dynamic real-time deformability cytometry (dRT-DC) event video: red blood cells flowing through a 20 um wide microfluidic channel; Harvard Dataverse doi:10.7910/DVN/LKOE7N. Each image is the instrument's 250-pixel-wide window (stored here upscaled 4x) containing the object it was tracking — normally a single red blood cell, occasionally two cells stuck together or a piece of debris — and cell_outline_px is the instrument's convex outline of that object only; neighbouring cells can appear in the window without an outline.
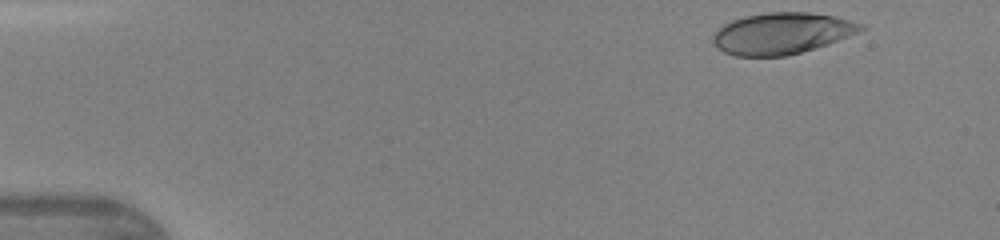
{"species": "human", "species_latin": "Homo sapiens", "temperature_condition": "warm", "stored_images_in_passage": 7, "camera_frame_rate_fps": 3000, "um_per_image_px": 0.085, "donor": {"sex": "female"}, "frame": {"image": 1, "passage_image": 1, "time_ms": 0.0, "image_size_px": [1000, 240], "cell_outline_px": [[864, 28], [856, 32], [828, 44], [800, 52], [784, 56], [736, 56], [724, 52], [712, 40], [712, 36], [724, 24], [732, 20], [744, 16], [764, 12], [808, 12], [836, 16], [864, 24]], "centroid_in_image_um": [66.44, 2.82], "position_along_channel_um": 18.6, "area_um2": 35.32}}
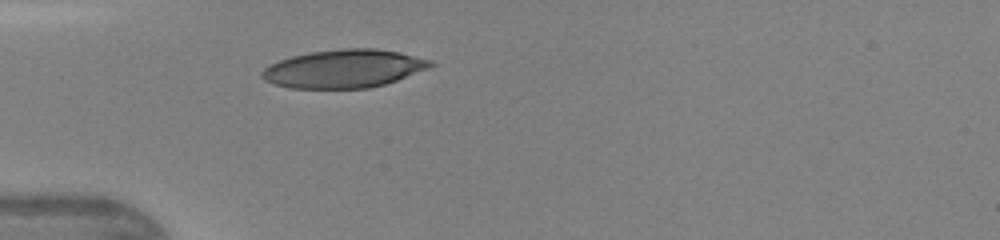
{"frame": {"image": 2, "passage_image": 7, "time_ms": 2.0, "image_size_px": [1000, 240], "cell_outline_px": [[436, 64], [428, 68], [396, 80], [384, 84], [368, 88], [288, 88], [264, 80], [260, 76], [260, 72], [264, 68], [280, 60], [292, 56], [312, 52], [340, 48], [376, 48], [400, 52], [432, 60]], "centroid_in_image_um": [29.24, 5.83], "position_along_channel_um": 55.8, "area_um2": 37.4}}